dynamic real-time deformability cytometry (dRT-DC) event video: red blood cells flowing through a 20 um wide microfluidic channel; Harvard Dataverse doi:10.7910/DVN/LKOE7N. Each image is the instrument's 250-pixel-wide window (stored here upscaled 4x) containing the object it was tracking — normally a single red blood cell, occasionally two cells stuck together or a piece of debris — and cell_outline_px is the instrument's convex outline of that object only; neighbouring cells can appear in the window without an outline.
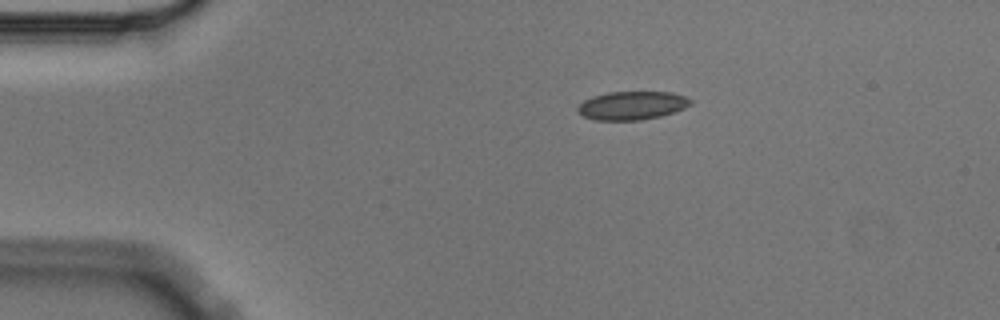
{"species": "Egyptian fruit bat (a non-hibernating species)", "species_latin": "Rousettus aegyptiacus", "temperature_condition": "cold", "stored_images_in_passage": 2, "camera_frame_rate_fps": 3000, "um_per_image_px": 0.085, "animal": {"sex": "male"}, "frame": {"image": 1, "passage_image": 1, "time_ms": 0.0, "image_size_px": [1000, 320], "cell_outline_px": [[692, 104], [684, 108], [660, 116], [640, 120], [596, 120], [584, 116], [576, 112], [576, 108], [584, 100], [592, 96], [608, 92], [672, 92], [688, 96], [692, 100]], "centroid_in_image_um": [53.72, 8.96], "position_along_channel_um": 31.3, "area_um2": 18.79}}